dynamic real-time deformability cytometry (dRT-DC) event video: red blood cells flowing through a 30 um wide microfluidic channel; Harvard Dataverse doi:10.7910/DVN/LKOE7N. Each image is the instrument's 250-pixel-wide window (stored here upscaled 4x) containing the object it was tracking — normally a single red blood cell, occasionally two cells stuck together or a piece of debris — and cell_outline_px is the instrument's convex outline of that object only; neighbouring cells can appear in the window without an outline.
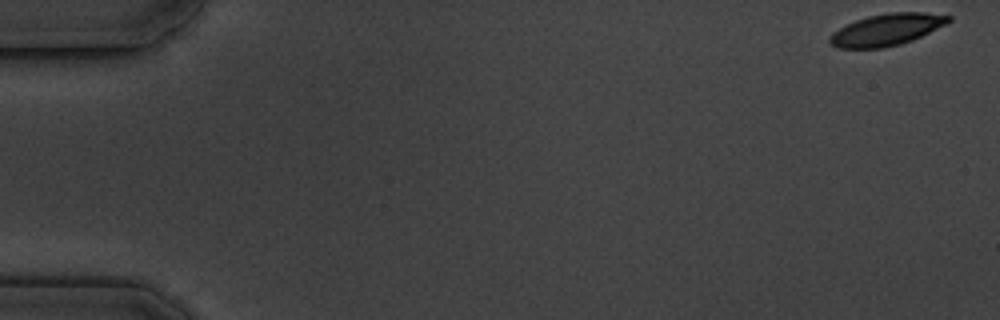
{"species": "common noctule bat (a hibernating species)", "species_latin": "Nyctalus noctula", "temperature_condition": "cold", "stored_images_in_passage": 7, "camera_frame_rate_fps": 3000, "um_per_image_px": 0.085, "animal": {"sex": "male", "body_mass_g": 19.5, "forearm_length_mm": 54.6}, "frame": {"image": 1, "passage_image": 1, "time_ms": 0.0, "image_size_px": [1000, 320], "cell_outline_px": [[952, 20], [912, 40], [900, 44], [884, 48], [836, 48], [828, 40], [828, 36], [832, 32], [856, 20], [868, 16], [888, 12], [924, 12], [952, 16]], "centroid_in_image_um": [75.33, 2.52], "position_along_channel_um": 9.7, "area_um2": 21.79}}